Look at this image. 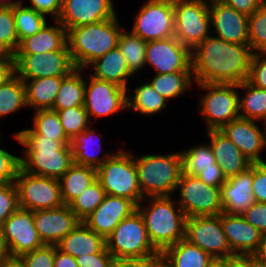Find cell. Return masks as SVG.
Wrapping results in <instances>:
<instances>
[{"mask_svg": "<svg viewBox=\"0 0 266 267\" xmlns=\"http://www.w3.org/2000/svg\"><path fill=\"white\" fill-rule=\"evenodd\" d=\"M254 262L260 266L266 267V233L263 234L262 240L257 250L252 254Z\"/></svg>", "mask_w": 266, "mask_h": 267, "instance_id": "obj_61", "label": "cell"}, {"mask_svg": "<svg viewBox=\"0 0 266 267\" xmlns=\"http://www.w3.org/2000/svg\"><path fill=\"white\" fill-rule=\"evenodd\" d=\"M241 216L262 234L266 233V203L255 202Z\"/></svg>", "mask_w": 266, "mask_h": 267, "instance_id": "obj_51", "label": "cell"}, {"mask_svg": "<svg viewBox=\"0 0 266 267\" xmlns=\"http://www.w3.org/2000/svg\"><path fill=\"white\" fill-rule=\"evenodd\" d=\"M87 75L85 77L84 107L91 121L117 114L127 109V90L114 83ZM87 78H89L87 80Z\"/></svg>", "mask_w": 266, "mask_h": 267, "instance_id": "obj_15", "label": "cell"}, {"mask_svg": "<svg viewBox=\"0 0 266 267\" xmlns=\"http://www.w3.org/2000/svg\"><path fill=\"white\" fill-rule=\"evenodd\" d=\"M177 190L180 196L176 202L187 218L222 213L220 188L205 184L198 176L182 173Z\"/></svg>", "mask_w": 266, "mask_h": 267, "instance_id": "obj_10", "label": "cell"}, {"mask_svg": "<svg viewBox=\"0 0 266 267\" xmlns=\"http://www.w3.org/2000/svg\"><path fill=\"white\" fill-rule=\"evenodd\" d=\"M134 156L123 149L113 153L97 169V180L105 194L125 197L138 205L144 198L139 187Z\"/></svg>", "mask_w": 266, "mask_h": 267, "instance_id": "obj_6", "label": "cell"}, {"mask_svg": "<svg viewBox=\"0 0 266 267\" xmlns=\"http://www.w3.org/2000/svg\"><path fill=\"white\" fill-rule=\"evenodd\" d=\"M249 45L253 53H266V1L248 16Z\"/></svg>", "mask_w": 266, "mask_h": 267, "instance_id": "obj_43", "label": "cell"}, {"mask_svg": "<svg viewBox=\"0 0 266 267\" xmlns=\"http://www.w3.org/2000/svg\"><path fill=\"white\" fill-rule=\"evenodd\" d=\"M55 245H44L22 254L19 258L25 267H53Z\"/></svg>", "mask_w": 266, "mask_h": 267, "instance_id": "obj_46", "label": "cell"}, {"mask_svg": "<svg viewBox=\"0 0 266 267\" xmlns=\"http://www.w3.org/2000/svg\"><path fill=\"white\" fill-rule=\"evenodd\" d=\"M247 16L252 15L266 0H220Z\"/></svg>", "mask_w": 266, "mask_h": 267, "instance_id": "obj_54", "label": "cell"}, {"mask_svg": "<svg viewBox=\"0 0 266 267\" xmlns=\"http://www.w3.org/2000/svg\"><path fill=\"white\" fill-rule=\"evenodd\" d=\"M173 200L171 196H150L145 197L136 207L155 249L165 250L185 239L187 217L176 200ZM146 201L148 207H142L141 204Z\"/></svg>", "mask_w": 266, "mask_h": 267, "instance_id": "obj_3", "label": "cell"}, {"mask_svg": "<svg viewBox=\"0 0 266 267\" xmlns=\"http://www.w3.org/2000/svg\"><path fill=\"white\" fill-rule=\"evenodd\" d=\"M25 147L21 168L30 174L60 179L74 163L70 140H54L36 134L31 128L13 134Z\"/></svg>", "mask_w": 266, "mask_h": 267, "instance_id": "obj_2", "label": "cell"}, {"mask_svg": "<svg viewBox=\"0 0 266 267\" xmlns=\"http://www.w3.org/2000/svg\"><path fill=\"white\" fill-rule=\"evenodd\" d=\"M75 68L69 51L14 55L15 74L22 80L45 77H66Z\"/></svg>", "mask_w": 266, "mask_h": 267, "instance_id": "obj_16", "label": "cell"}, {"mask_svg": "<svg viewBox=\"0 0 266 267\" xmlns=\"http://www.w3.org/2000/svg\"><path fill=\"white\" fill-rule=\"evenodd\" d=\"M174 36L190 51L210 36L209 0H173Z\"/></svg>", "mask_w": 266, "mask_h": 267, "instance_id": "obj_8", "label": "cell"}, {"mask_svg": "<svg viewBox=\"0 0 266 267\" xmlns=\"http://www.w3.org/2000/svg\"><path fill=\"white\" fill-rule=\"evenodd\" d=\"M252 193L255 202L266 203V162L253 163Z\"/></svg>", "mask_w": 266, "mask_h": 267, "instance_id": "obj_50", "label": "cell"}, {"mask_svg": "<svg viewBox=\"0 0 266 267\" xmlns=\"http://www.w3.org/2000/svg\"><path fill=\"white\" fill-rule=\"evenodd\" d=\"M208 267H224V258L214 259Z\"/></svg>", "mask_w": 266, "mask_h": 267, "instance_id": "obj_65", "label": "cell"}, {"mask_svg": "<svg viewBox=\"0 0 266 267\" xmlns=\"http://www.w3.org/2000/svg\"><path fill=\"white\" fill-rule=\"evenodd\" d=\"M93 67L91 76L96 79L114 83L128 90V78L134 76L119 48L110 50L104 56L97 58L89 67Z\"/></svg>", "mask_w": 266, "mask_h": 267, "instance_id": "obj_29", "label": "cell"}, {"mask_svg": "<svg viewBox=\"0 0 266 267\" xmlns=\"http://www.w3.org/2000/svg\"><path fill=\"white\" fill-rule=\"evenodd\" d=\"M19 44L13 9L0 8V53L14 56Z\"/></svg>", "mask_w": 266, "mask_h": 267, "instance_id": "obj_45", "label": "cell"}, {"mask_svg": "<svg viewBox=\"0 0 266 267\" xmlns=\"http://www.w3.org/2000/svg\"><path fill=\"white\" fill-rule=\"evenodd\" d=\"M18 208V193L15 183L0 185V229L4 221Z\"/></svg>", "mask_w": 266, "mask_h": 267, "instance_id": "obj_47", "label": "cell"}, {"mask_svg": "<svg viewBox=\"0 0 266 267\" xmlns=\"http://www.w3.org/2000/svg\"><path fill=\"white\" fill-rule=\"evenodd\" d=\"M33 219L39 237L46 245H56L81 222L65 204L34 211Z\"/></svg>", "mask_w": 266, "mask_h": 267, "instance_id": "obj_21", "label": "cell"}, {"mask_svg": "<svg viewBox=\"0 0 266 267\" xmlns=\"http://www.w3.org/2000/svg\"><path fill=\"white\" fill-rule=\"evenodd\" d=\"M105 195L103 187L100 182L96 180L76 197L69 204V207L75 215L83 221L102 203Z\"/></svg>", "mask_w": 266, "mask_h": 267, "instance_id": "obj_41", "label": "cell"}, {"mask_svg": "<svg viewBox=\"0 0 266 267\" xmlns=\"http://www.w3.org/2000/svg\"><path fill=\"white\" fill-rule=\"evenodd\" d=\"M130 91L131 89L127 90V93H129V96H127V108L131 107L141 115H154L162 112L165 108L167 109V100L158 94L149 82L142 83L135 90H132L135 93L134 95H131Z\"/></svg>", "mask_w": 266, "mask_h": 267, "instance_id": "obj_34", "label": "cell"}, {"mask_svg": "<svg viewBox=\"0 0 266 267\" xmlns=\"http://www.w3.org/2000/svg\"><path fill=\"white\" fill-rule=\"evenodd\" d=\"M0 267H25L19 257H8Z\"/></svg>", "mask_w": 266, "mask_h": 267, "instance_id": "obj_62", "label": "cell"}, {"mask_svg": "<svg viewBox=\"0 0 266 267\" xmlns=\"http://www.w3.org/2000/svg\"><path fill=\"white\" fill-rule=\"evenodd\" d=\"M57 113L65 134L70 141L91 126V121L84 106L59 110Z\"/></svg>", "mask_w": 266, "mask_h": 267, "instance_id": "obj_44", "label": "cell"}, {"mask_svg": "<svg viewBox=\"0 0 266 267\" xmlns=\"http://www.w3.org/2000/svg\"><path fill=\"white\" fill-rule=\"evenodd\" d=\"M84 69L75 68L62 79L59 92L51 110L59 111L72 107L83 106L85 96Z\"/></svg>", "mask_w": 266, "mask_h": 267, "instance_id": "obj_32", "label": "cell"}, {"mask_svg": "<svg viewBox=\"0 0 266 267\" xmlns=\"http://www.w3.org/2000/svg\"><path fill=\"white\" fill-rule=\"evenodd\" d=\"M221 224L233 255H252L257 250L263 234L241 215L222 212Z\"/></svg>", "mask_w": 266, "mask_h": 267, "instance_id": "obj_24", "label": "cell"}, {"mask_svg": "<svg viewBox=\"0 0 266 267\" xmlns=\"http://www.w3.org/2000/svg\"><path fill=\"white\" fill-rule=\"evenodd\" d=\"M8 258V254L0 234V265Z\"/></svg>", "mask_w": 266, "mask_h": 267, "instance_id": "obj_64", "label": "cell"}, {"mask_svg": "<svg viewBox=\"0 0 266 267\" xmlns=\"http://www.w3.org/2000/svg\"><path fill=\"white\" fill-rule=\"evenodd\" d=\"M90 127L92 125L76 135L70 141V146L75 164L88 166L97 170L113 153L106 152L104 153V158L99 157L100 151H102L101 135L97 134V131Z\"/></svg>", "mask_w": 266, "mask_h": 267, "instance_id": "obj_28", "label": "cell"}, {"mask_svg": "<svg viewBox=\"0 0 266 267\" xmlns=\"http://www.w3.org/2000/svg\"><path fill=\"white\" fill-rule=\"evenodd\" d=\"M79 267H112L114 257L106 246L98 253L75 258Z\"/></svg>", "mask_w": 266, "mask_h": 267, "instance_id": "obj_52", "label": "cell"}, {"mask_svg": "<svg viewBox=\"0 0 266 267\" xmlns=\"http://www.w3.org/2000/svg\"><path fill=\"white\" fill-rule=\"evenodd\" d=\"M15 74L14 56L0 53V86Z\"/></svg>", "mask_w": 266, "mask_h": 267, "instance_id": "obj_55", "label": "cell"}, {"mask_svg": "<svg viewBox=\"0 0 266 267\" xmlns=\"http://www.w3.org/2000/svg\"><path fill=\"white\" fill-rule=\"evenodd\" d=\"M63 78L45 77L23 80L27 107L33 108L34 111L52 109Z\"/></svg>", "mask_w": 266, "mask_h": 267, "instance_id": "obj_30", "label": "cell"}, {"mask_svg": "<svg viewBox=\"0 0 266 267\" xmlns=\"http://www.w3.org/2000/svg\"><path fill=\"white\" fill-rule=\"evenodd\" d=\"M56 246L60 251L77 258L100 252L106 246V242L101 235L81 221Z\"/></svg>", "mask_w": 266, "mask_h": 267, "instance_id": "obj_27", "label": "cell"}, {"mask_svg": "<svg viewBox=\"0 0 266 267\" xmlns=\"http://www.w3.org/2000/svg\"><path fill=\"white\" fill-rule=\"evenodd\" d=\"M19 208L38 211L63 205L58 179L37 176L21 167L15 178Z\"/></svg>", "mask_w": 266, "mask_h": 267, "instance_id": "obj_11", "label": "cell"}, {"mask_svg": "<svg viewBox=\"0 0 266 267\" xmlns=\"http://www.w3.org/2000/svg\"><path fill=\"white\" fill-rule=\"evenodd\" d=\"M207 133L213 155L226 179L245 171L252 165L220 130H208Z\"/></svg>", "mask_w": 266, "mask_h": 267, "instance_id": "obj_25", "label": "cell"}, {"mask_svg": "<svg viewBox=\"0 0 266 267\" xmlns=\"http://www.w3.org/2000/svg\"><path fill=\"white\" fill-rule=\"evenodd\" d=\"M247 81L266 90V53H253Z\"/></svg>", "mask_w": 266, "mask_h": 267, "instance_id": "obj_49", "label": "cell"}, {"mask_svg": "<svg viewBox=\"0 0 266 267\" xmlns=\"http://www.w3.org/2000/svg\"><path fill=\"white\" fill-rule=\"evenodd\" d=\"M206 90L200 99L199 113L203 115L207 131L220 130L224 125L239 118V93L237 84L199 83Z\"/></svg>", "mask_w": 266, "mask_h": 267, "instance_id": "obj_7", "label": "cell"}, {"mask_svg": "<svg viewBox=\"0 0 266 267\" xmlns=\"http://www.w3.org/2000/svg\"><path fill=\"white\" fill-rule=\"evenodd\" d=\"M22 4H24L22 0H0V8L14 9Z\"/></svg>", "mask_w": 266, "mask_h": 267, "instance_id": "obj_63", "label": "cell"}, {"mask_svg": "<svg viewBox=\"0 0 266 267\" xmlns=\"http://www.w3.org/2000/svg\"><path fill=\"white\" fill-rule=\"evenodd\" d=\"M181 154L183 173L198 176L202 171L216 170V167H219L209 143L194 145L188 150L181 151Z\"/></svg>", "mask_w": 266, "mask_h": 267, "instance_id": "obj_38", "label": "cell"}, {"mask_svg": "<svg viewBox=\"0 0 266 267\" xmlns=\"http://www.w3.org/2000/svg\"><path fill=\"white\" fill-rule=\"evenodd\" d=\"M251 267H263V266H260V265H258L257 263H253L252 265H251Z\"/></svg>", "mask_w": 266, "mask_h": 267, "instance_id": "obj_66", "label": "cell"}, {"mask_svg": "<svg viewBox=\"0 0 266 267\" xmlns=\"http://www.w3.org/2000/svg\"><path fill=\"white\" fill-rule=\"evenodd\" d=\"M115 13L112 0H62L58 21L68 30L113 18Z\"/></svg>", "mask_w": 266, "mask_h": 267, "instance_id": "obj_20", "label": "cell"}, {"mask_svg": "<svg viewBox=\"0 0 266 267\" xmlns=\"http://www.w3.org/2000/svg\"><path fill=\"white\" fill-rule=\"evenodd\" d=\"M210 24L216 37L249 45L248 16L220 0H209Z\"/></svg>", "mask_w": 266, "mask_h": 267, "instance_id": "obj_18", "label": "cell"}, {"mask_svg": "<svg viewBox=\"0 0 266 267\" xmlns=\"http://www.w3.org/2000/svg\"><path fill=\"white\" fill-rule=\"evenodd\" d=\"M154 68L155 74L192 72L191 51L175 36L147 42L146 65Z\"/></svg>", "mask_w": 266, "mask_h": 267, "instance_id": "obj_17", "label": "cell"}, {"mask_svg": "<svg viewBox=\"0 0 266 267\" xmlns=\"http://www.w3.org/2000/svg\"><path fill=\"white\" fill-rule=\"evenodd\" d=\"M149 267H173V261L166 250L156 249L148 255Z\"/></svg>", "mask_w": 266, "mask_h": 267, "instance_id": "obj_57", "label": "cell"}, {"mask_svg": "<svg viewBox=\"0 0 266 267\" xmlns=\"http://www.w3.org/2000/svg\"><path fill=\"white\" fill-rule=\"evenodd\" d=\"M237 89L245 90L244 96H239V116L266 123V90L253 86L247 80L239 83Z\"/></svg>", "mask_w": 266, "mask_h": 267, "instance_id": "obj_33", "label": "cell"}, {"mask_svg": "<svg viewBox=\"0 0 266 267\" xmlns=\"http://www.w3.org/2000/svg\"><path fill=\"white\" fill-rule=\"evenodd\" d=\"M112 267H149L147 257L114 258Z\"/></svg>", "mask_w": 266, "mask_h": 267, "instance_id": "obj_58", "label": "cell"}, {"mask_svg": "<svg viewBox=\"0 0 266 267\" xmlns=\"http://www.w3.org/2000/svg\"><path fill=\"white\" fill-rule=\"evenodd\" d=\"M0 234L8 257H20L45 245L35 227L33 211L22 208L4 221Z\"/></svg>", "mask_w": 266, "mask_h": 267, "instance_id": "obj_14", "label": "cell"}, {"mask_svg": "<svg viewBox=\"0 0 266 267\" xmlns=\"http://www.w3.org/2000/svg\"><path fill=\"white\" fill-rule=\"evenodd\" d=\"M24 107H27L24 81L14 74L0 86V119Z\"/></svg>", "mask_w": 266, "mask_h": 267, "instance_id": "obj_39", "label": "cell"}, {"mask_svg": "<svg viewBox=\"0 0 266 267\" xmlns=\"http://www.w3.org/2000/svg\"><path fill=\"white\" fill-rule=\"evenodd\" d=\"M134 162L143 198L174 194L183 173L181 152L135 156Z\"/></svg>", "mask_w": 266, "mask_h": 267, "instance_id": "obj_5", "label": "cell"}, {"mask_svg": "<svg viewBox=\"0 0 266 267\" xmlns=\"http://www.w3.org/2000/svg\"><path fill=\"white\" fill-rule=\"evenodd\" d=\"M252 55L250 45L209 36L191 51L194 82L238 85L248 80Z\"/></svg>", "mask_w": 266, "mask_h": 267, "instance_id": "obj_1", "label": "cell"}, {"mask_svg": "<svg viewBox=\"0 0 266 267\" xmlns=\"http://www.w3.org/2000/svg\"><path fill=\"white\" fill-rule=\"evenodd\" d=\"M105 242L107 250L114 258L147 257L156 250L149 240L143 218L137 210L124 218Z\"/></svg>", "mask_w": 266, "mask_h": 267, "instance_id": "obj_9", "label": "cell"}, {"mask_svg": "<svg viewBox=\"0 0 266 267\" xmlns=\"http://www.w3.org/2000/svg\"><path fill=\"white\" fill-rule=\"evenodd\" d=\"M32 130L46 138H54V140H69L61 125L57 111L37 110L34 111Z\"/></svg>", "mask_w": 266, "mask_h": 267, "instance_id": "obj_42", "label": "cell"}, {"mask_svg": "<svg viewBox=\"0 0 266 267\" xmlns=\"http://www.w3.org/2000/svg\"><path fill=\"white\" fill-rule=\"evenodd\" d=\"M258 121L237 118L224 125L220 131L225 134L250 160L251 163H264L261 152L266 148V124L264 130L256 124Z\"/></svg>", "mask_w": 266, "mask_h": 267, "instance_id": "obj_19", "label": "cell"}, {"mask_svg": "<svg viewBox=\"0 0 266 267\" xmlns=\"http://www.w3.org/2000/svg\"><path fill=\"white\" fill-rule=\"evenodd\" d=\"M165 250L173 261V267H208L214 260L208 253L190 244L186 239Z\"/></svg>", "mask_w": 266, "mask_h": 267, "instance_id": "obj_36", "label": "cell"}, {"mask_svg": "<svg viewBox=\"0 0 266 267\" xmlns=\"http://www.w3.org/2000/svg\"><path fill=\"white\" fill-rule=\"evenodd\" d=\"M53 267H79V266L74 257H72L70 254L60 251L55 245Z\"/></svg>", "mask_w": 266, "mask_h": 267, "instance_id": "obj_60", "label": "cell"}, {"mask_svg": "<svg viewBox=\"0 0 266 267\" xmlns=\"http://www.w3.org/2000/svg\"><path fill=\"white\" fill-rule=\"evenodd\" d=\"M117 47L124 56L128 68L133 75L137 74L140 69H144V66H146L147 47L145 40L123 29Z\"/></svg>", "mask_w": 266, "mask_h": 267, "instance_id": "obj_37", "label": "cell"}, {"mask_svg": "<svg viewBox=\"0 0 266 267\" xmlns=\"http://www.w3.org/2000/svg\"><path fill=\"white\" fill-rule=\"evenodd\" d=\"M185 239L214 259L233 255L221 224V214L195 216L186 219Z\"/></svg>", "mask_w": 266, "mask_h": 267, "instance_id": "obj_13", "label": "cell"}, {"mask_svg": "<svg viewBox=\"0 0 266 267\" xmlns=\"http://www.w3.org/2000/svg\"><path fill=\"white\" fill-rule=\"evenodd\" d=\"M13 15L19 43L26 37L36 34L47 24L45 15L23 4L13 9Z\"/></svg>", "mask_w": 266, "mask_h": 267, "instance_id": "obj_40", "label": "cell"}, {"mask_svg": "<svg viewBox=\"0 0 266 267\" xmlns=\"http://www.w3.org/2000/svg\"><path fill=\"white\" fill-rule=\"evenodd\" d=\"M192 82H194L192 72H171L156 74L149 84L168 101L185 94L189 87H192Z\"/></svg>", "mask_w": 266, "mask_h": 267, "instance_id": "obj_35", "label": "cell"}, {"mask_svg": "<svg viewBox=\"0 0 266 267\" xmlns=\"http://www.w3.org/2000/svg\"><path fill=\"white\" fill-rule=\"evenodd\" d=\"M122 30L117 16L68 29V48L75 67L86 70L97 58L117 48Z\"/></svg>", "mask_w": 266, "mask_h": 267, "instance_id": "obj_4", "label": "cell"}, {"mask_svg": "<svg viewBox=\"0 0 266 267\" xmlns=\"http://www.w3.org/2000/svg\"><path fill=\"white\" fill-rule=\"evenodd\" d=\"M132 33L146 42L163 40L175 34L173 0H147L135 15Z\"/></svg>", "mask_w": 266, "mask_h": 267, "instance_id": "obj_12", "label": "cell"}, {"mask_svg": "<svg viewBox=\"0 0 266 267\" xmlns=\"http://www.w3.org/2000/svg\"><path fill=\"white\" fill-rule=\"evenodd\" d=\"M136 207L128 198L106 194L102 203L83 222L106 239L124 218L136 211Z\"/></svg>", "mask_w": 266, "mask_h": 267, "instance_id": "obj_22", "label": "cell"}, {"mask_svg": "<svg viewBox=\"0 0 266 267\" xmlns=\"http://www.w3.org/2000/svg\"><path fill=\"white\" fill-rule=\"evenodd\" d=\"M252 184L253 163L245 171L227 178L220 188L222 212L241 215L252 206L255 203Z\"/></svg>", "mask_w": 266, "mask_h": 267, "instance_id": "obj_23", "label": "cell"}, {"mask_svg": "<svg viewBox=\"0 0 266 267\" xmlns=\"http://www.w3.org/2000/svg\"><path fill=\"white\" fill-rule=\"evenodd\" d=\"M96 180V169L73 163L59 179L63 203L69 205Z\"/></svg>", "mask_w": 266, "mask_h": 267, "instance_id": "obj_31", "label": "cell"}, {"mask_svg": "<svg viewBox=\"0 0 266 267\" xmlns=\"http://www.w3.org/2000/svg\"><path fill=\"white\" fill-rule=\"evenodd\" d=\"M20 167V157L0 147V185L14 182Z\"/></svg>", "mask_w": 266, "mask_h": 267, "instance_id": "obj_48", "label": "cell"}, {"mask_svg": "<svg viewBox=\"0 0 266 267\" xmlns=\"http://www.w3.org/2000/svg\"><path fill=\"white\" fill-rule=\"evenodd\" d=\"M55 24L52 26L46 24L36 34L23 39L14 55H32L52 51H69L67 30L58 20H55Z\"/></svg>", "mask_w": 266, "mask_h": 267, "instance_id": "obj_26", "label": "cell"}, {"mask_svg": "<svg viewBox=\"0 0 266 267\" xmlns=\"http://www.w3.org/2000/svg\"><path fill=\"white\" fill-rule=\"evenodd\" d=\"M253 263L252 255L234 254L224 258V267H251Z\"/></svg>", "mask_w": 266, "mask_h": 267, "instance_id": "obj_59", "label": "cell"}, {"mask_svg": "<svg viewBox=\"0 0 266 267\" xmlns=\"http://www.w3.org/2000/svg\"><path fill=\"white\" fill-rule=\"evenodd\" d=\"M27 7L45 16L50 14L55 21L60 16L62 0H30V5Z\"/></svg>", "mask_w": 266, "mask_h": 267, "instance_id": "obj_53", "label": "cell"}, {"mask_svg": "<svg viewBox=\"0 0 266 267\" xmlns=\"http://www.w3.org/2000/svg\"><path fill=\"white\" fill-rule=\"evenodd\" d=\"M198 178L205 184L218 188H221L226 181L220 167H216V170L202 171Z\"/></svg>", "mask_w": 266, "mask_h": 267, "instance_id": "obj_56", "label": "cell"}]
</instances>
